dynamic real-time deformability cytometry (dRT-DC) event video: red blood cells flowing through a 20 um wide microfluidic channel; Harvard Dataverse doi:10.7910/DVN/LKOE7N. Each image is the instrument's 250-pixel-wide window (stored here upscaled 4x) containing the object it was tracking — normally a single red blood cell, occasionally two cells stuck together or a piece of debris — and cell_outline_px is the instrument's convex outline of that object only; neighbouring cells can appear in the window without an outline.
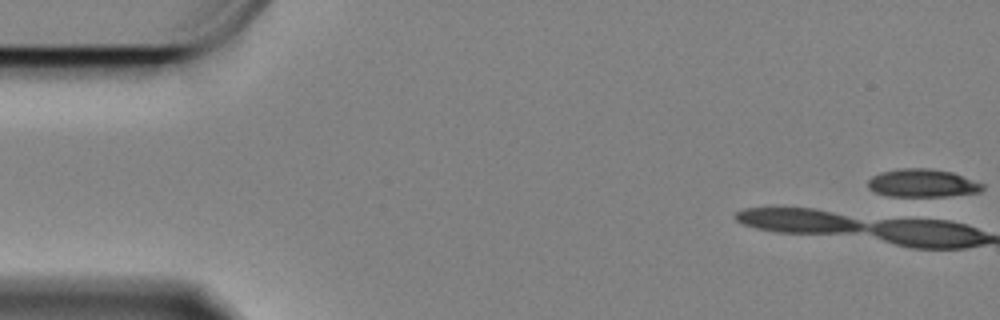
{"species": "Egyptian fruit bat (a non-hibernating species)", "species_latin": "Rousettus aegyptiacus", "temperature_condition": "cold", "stored_images_in_passage": 43, "camera_frame_rate_fps": 3000, "um_per_image_px": 0.085, "animal": {"sex": "female"}, "frame": {"image": 1, "passage_image": 1, "time_ms": 0.0, "image_size_px": [1000, 320], "cell_outline_px": [[984, 188], [980, 192], [944, 196], [892, 196], [876, 192], [868, 188], [868, 180], [872, 176], [880, 172], [900, 168], [928, 168], [952, 172], [984, 184]], "centroid_in_image_um": [78.4, 15.56], "position_along_channel_um": 6.6, "area_um2": 18.61}}
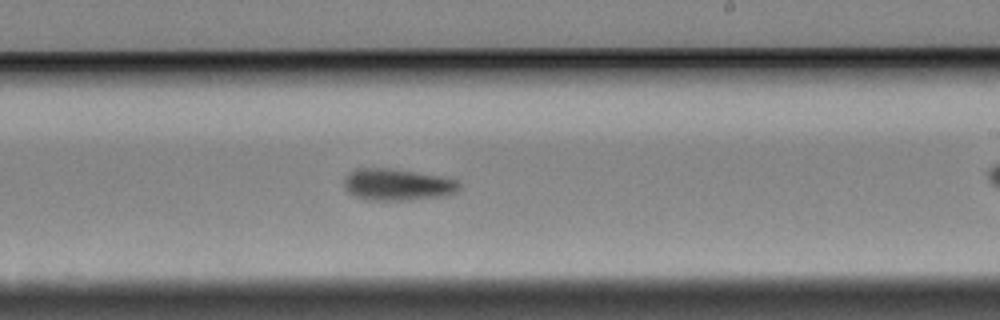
{"frame": {"image": 2, "passage_image": 30, "time_ms": 9.667, "image_size_px": [1000, 320], "cell_outline_px": [[460, 188], [456, 192], [444, 196], [404, 200], [368, 200], [356, 196], [348, 192], [344, 184], [344, 180], [348, 172], [356, 168], [388, 168], [440, 176], [456, 180], [460, 184]], "centroid_in_image_um": [33.76, 15.69], "position_along_channel_um": 255.2, "area_um2": 21.15}}
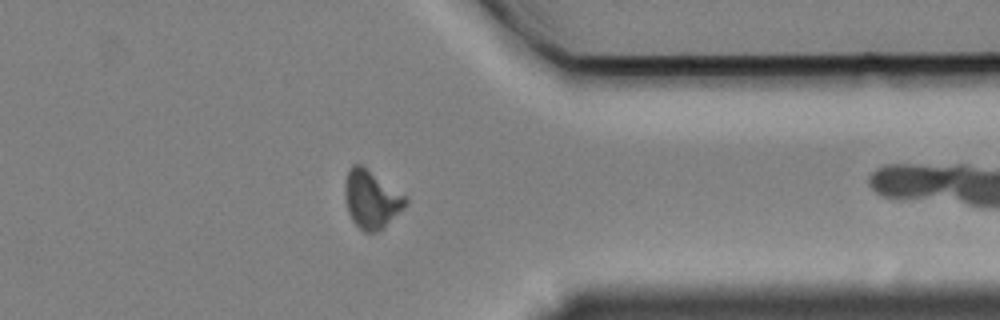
{"frame": {"image": 3, "passage_image": 42, "time_ms": 13.667, "image_size_px": [1000, 320], "cell_outline_px": [[408, 204], [384, 228], [376, 232], [364, 232], [352, 220], [348, 212], [344, 196], [344, 184], [348, 172], [352, 164], [360, 164], [408, 196]], "centroid_in_image_um": [31.59, 16.95], "position_along_channel_um": 379.8, "area_um2": 20.69}}